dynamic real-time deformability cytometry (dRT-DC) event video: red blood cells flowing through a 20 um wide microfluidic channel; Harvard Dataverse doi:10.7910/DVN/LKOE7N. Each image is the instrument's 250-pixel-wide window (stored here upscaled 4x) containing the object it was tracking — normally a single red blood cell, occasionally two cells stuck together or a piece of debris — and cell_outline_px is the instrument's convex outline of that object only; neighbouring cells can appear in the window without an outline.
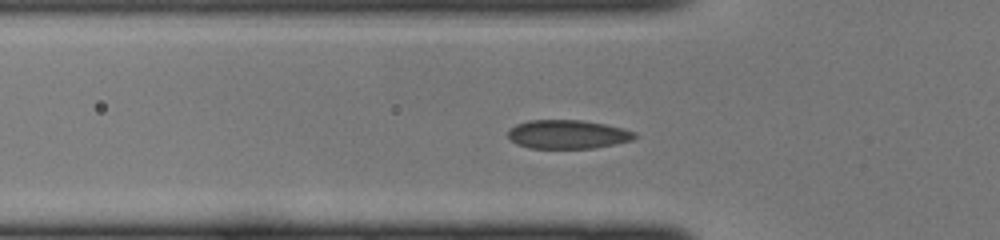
{"species": "common noctule bat (a hibernating species)", "species_latin": "Nyctalus noctula", "temperature_condition": "cold", "stored_images_in_passage": 36, "camera_frame_rate_fps": 3000, "um_per_image_px": 0.085, "animal": {"sex": "female", "body_mass_g": 22.0, "forearm_length_mm": 56.7}, "frame": {"image": 1, "passage_image": 11, "time_ms": 3.333, "image_size_px": [1000, 240], "cell_outline_px": [[640, 136], [632, 140], [592, 148], [528, 148], [516, 144], [508, 136], [508, 132], [516, 124], [528, 120], [580, 120], [604, 124], [624, 128], [636, 132]], "centroid_in_image_um": [48.27, 11.41], "position_along_channel_um": 77.5, "area_um2": 21.21}}
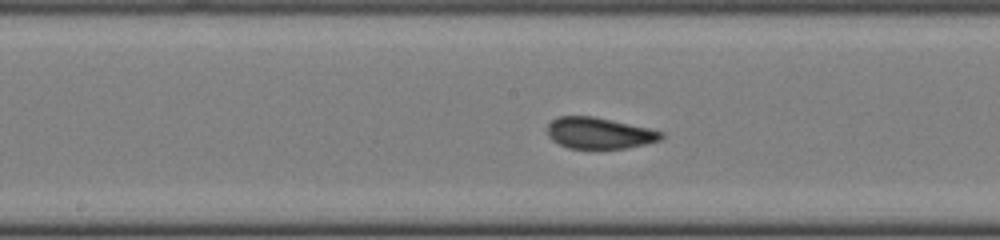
{"frame": {"image": 2, "passage_image": 19, "time_ms": 6.0, "image_size_px": [1000, 240], "cell_outline_px": [[664, 136], [660, 140], [644, 144], [624, 148], [568, 148], [552, 140], [548, 136], [548, 124], [552, 120], [560, 116], [592, 116], [648, 128], [664, 132]], "centroid_in_image_um": [50.92, 11.31], "position_along_channel_um": 197.3, "area_um2": 20.46}}
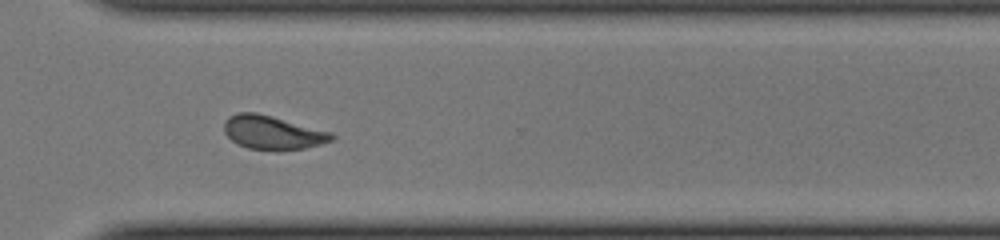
{"frame": {"image": 3, "passage_image": 29, "time_ms": 9.333, "image_size_px": [1000, 240], "cell_outline_px": [[336, 136], [332, 140], [320, 144], [304, 148], [276, 152], [248, 148], [236, 144], [224, 132], [224, 124], [228, 116], [240, 112], [256, 112], [272, 116], [332, 132]], "centroid_in_image_um": [23.17, 11.28], "position_along_channel_um": 347.4, "area_um2": 21.39}}